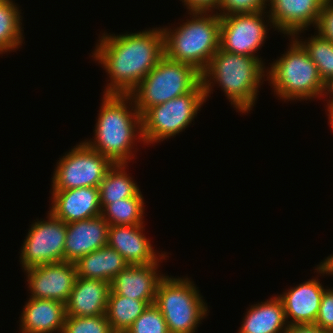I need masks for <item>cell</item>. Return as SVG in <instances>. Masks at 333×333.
I'll list each match as a JSON object with an SVG mask.
<instances>
[{"label": "cell", "mask_w": 333, "mask_h": 333, "mask_svg": "<svg viewBox=\"0 0 333 333\" xmlns=\"http://www.w3.org/2000/svg\"><path fill=\"white\" fill-rule=\"evenodd\" d=\"M205 102L201 82L188 94L148 108L141 115L144 145L161 142L184 131L194 121Z\"/></svg>", "instance_id": "ba28073f"}, {"label": "cell", "mask_w": 333, "mask_h": 333, "mask_svg": "<svg viewBox=\"0 0 333 333\" xmlns=\"http://www.w3.org/2000/svg\"><path fill=\"white\" fill-rule=\"evenodd\" d=\"M318 274H322L324 277V274L326 275H333V254L326 257L321 263L317 265L315 268Z\"/></svg>", "instance_id": "e575fe53"}, {"label": "cell", "mask_w": 333, "mask_h": 333, "mask_svg": "<svg viewBox=\"0 0 333 333\" xmlns=\"http://www.w3.org/2000/svg\"><path fill=\"white\" fill-rule=\"evenodd\" d=\"M110 283L77 277L65 304L67 316L93 317L107 311Z\"/></svg>", "instance_id": "d6986e66"}, {"label": "cell", "mask_w": 333, "mask_h": 333, "mask_svg": "<svg viewBox=\"0 0 333 333\" xmlns=\"http://www.w3.org/2000/svg\"><path fill=\"white\" fill-rule=\"evenodd\" d=\"M241 323L238 333H285L288 327L283 303L277 295L251 305Z\"/></svg>", "instance_id": "44dd1931"}, {"label": "cell", "mask_w": 333, "mask_h": 333, "mask_svg": "<svg viewBox=\"0 0 333 333\" xmlns=\"http://www.w3.org/2000/svg\"><path fill=\"white\" fill-rule=\"evenodd\" d=\"M21 9L13 0L0 4V54L18 50L22 46L24 35Z\"/></svg>", "instance_id": "d4e9b609"}, {"label": "cell", "mask_w": 333, "mask_h": 333, "mask_svg": "<svg viewBox=\"0 0 333 333\" xmlns=\"http://www.w3.org/2000/svg\"><path fill=\"white\" fill-rule=\"evenodd\" d=\"M109 226L101 215L67 223L64 261L75 264L83 256L107 246Z\"/></svg>", "instance_id": "e0dca14e"}, {"label": "cell", "mask_w": 333, "mask_h": 333, "mask_svg": "<svg viewBox=\"0 0 333 333\" xmlns=\"http://www.w3.org/2000/svg\"><path fill=\"white\" fill-rule=\"evenodd\" d=\"M48 220L35 221L21 246L22 269L64 261L67 224L49 211Z\"/></svg>", "instance_id": "8fae6325"}, {"label": "cell", "mask_w": 333, "mask_h": 333, "mask_svg": "<svg viewBox=\"0 0 333 333\" xmlns=\"http://www.w3.org/2000/svg\"><path fill=\"white\" fill-rule=\"evenodd\" d=\"M328 113H327V116H328V120H329V124H330L329 127H331V130L333 131V111H330Z\"/></svg>", "instance_id": "8d00e7d4"}, {"label": "cell", "mask_w": 333, "mask_h": 333, "mask_svg": "<svg viewBox=\"0 0 333 333\" xmlns=\"http://www.w3.org/2000/svg\"><path fill=\"white\" fill-rule=\"evenodd\" d=\"M314 28L319 35L333 43V3L324 2Z\"/></svg>", "instance_id": "1f68e13d"}, {"label": "cell", "mask_w": 333, "mask_h": 333, "mask_svg": "<svg viewBox=\"0 0 333 333\" xmlns=\"http://www.w3.org/2000/svg\"><path fill=\"white\" fill-rule=\"evenodd\" d=\"M317 34V35H316ZM299 33L293 37L308 52L310 59L316 64L321 79L326 83L333 77V43L323 38L318 33L304 40L300 39Z\"/></svg>", "instance_id": "4316f807"}, {"label": "cell", "mask_w": 333, "mask_h": 333, "mask_svg": "<svg viewBox=\"0 0 333 333\" xmlns=\"http://www.w3.org/2000/svg\"><path fill=\"white\" fill-rule=\"evenodd\" d=\"M314 324L333 333V288L328 289L327 287L324 290L317 319Z\"/></svg>", "instance_id": "4dcf8cb0"}, {"label": "cell", "mask_w": 333, "mask_h": 333, "mask_svg": "<svg viewBox=\"0 0 333 333\" xmlns=\"http://www.w3.org/2000/svg\"><path fill=\"white\" fill-rule=\"evenodd\" d=\"M264 65L261 57L230 53L220 48L201 73L205 100L213 93L214 84H218L235 110L248 113L255 106L260 86L266 81L267 67Z\"/></svg>", "instance_id": "3957f363"}, {"label": "cell", "mask_w": 333, "mask_h": 333, "mask_svg": "<svg viewBox=\"0 0 333 333\" xmlns=\"http://www.w3.org/2000/svg\"><path fill=\"white\" fill-rule=\"evenodd\" d=\"M100 107L94 139L84 142L114 164L130 163L135 159V142L144 143L141 115L133 99L129 95L104 94Z\"/></svg>", "instance_id": "7a4b0ae2"}, {"label": "cell", "mask_w": 333, "mask_h": 333, "mask_svg": "<svg viewBox=\"0 0 333 333\" xmlns=\"http://www.w3.org/2000/svg\"><path fill=\"white\" fill-rule=\"evenodd\" d=\"M191 19L177 28L163 27L164 55L194 66L201 73L220 49V15L217 12L192 11Z\"/></svg>", "instance_id": "277c9868"}, {"label": "cell", "mask_w": 333, "mask_h": 333, "mask_svg": "<svg viewBox=\"0 0 333 333\" xmlns=\"http://www.w3.org/2000/svg\"><path fill=\"white\" fill-rule=\"evenodd\" d=\"M128 265L126 260L108 245L83 256L75 263L77 277L109 283Z\"/></svg>", "instance_id": "7402d4cb"}, {"label": "cell", "mask_w": 333, "mask_h": 333, "mask_svg": "<svg viewBox=\"0 0 333 333\" xmlns=\"http://www.w3.org/2000/svg\"><path fill=\"white\" fill-rule=\"evenodd\" d=\"M285 333H331L315 324L288 325Z\"/></svg>", "instance_id": "836d02e7"}, {"label": "cell", "mask_w": 333, "mask_h": 333, "mask_svg": "<svg viewBox=\"0 0 333 333\" xmlns=\"http://www.w3.org/2000/svg\"><path fill=\"white\" fill-rule=\"evenodd\" d=\"M49 212L66 224L101 215L99 187L51 190Z\"/></svg>", "instance_id": "5bb4252c"}, {"label": "cell", "mask_w": 333, "mask_h": 333, "mask_svg": "<svg viewBox=\"0 0 333 333\" xmlns=\"http://www.w3.org/2000/svg\"><path fill=\"white\" fill-rule=\"evenodd\" d=\"M20 318L21 333H62L65 304L57 300L29 298Z\"/></svg>", "instance_id": "ffe728a7"}, {"label": "cell", "mask_w": 333, "mask_h": 333, "mask_svg": "<svg viewBox=\"0 0 333 333\" xmlns=\"http://www.w3.org/2000/svg\"><path fill=\"white\" fill-rule=\"evenodd\" d=\"M324 0H268L275 30L289 38L317 25Z\"/></svg>", "instance_id": "4fadbf2b"}, {"label": "cell", "mask_w": 333, "mask_h": 333, "mask_svg": "<svg viewBox=\"0 0 333 333\" xmlns=\"http://www.w3.org/2000/svg\"><path fill=\"white\" fill-rule=\"evenodd\" d=\"M126 163H117L108 170L103 181L99 185L100 205L103 209L113 201L136 196L140 189L133 178L127 174Z\"/></svg>", "instance_id": "603a6c76"}, {"label": "cell", "mask_w": 333, "mask_h": 333, "mask_svg": "<svg viewBox=\"0 0 333 333\" xmlns=\"http://www.w3.org/2000/svg\"><path fill=\"white\" fill-rule=\"evenodd\" d=\"M186 6L188 12H216L218 11L221 0H180Z\"/></svg>", "instance_id": "d6a6232c"}, {"label": "cell", "mask_w": 333, "mask_h": 333, "mask_svg": "<svg viewBox=\"0 0 333 333\" xmlns=\"http://www.w3.org/2000/svg\"><path fill=\"white\" fill-rule=\"evenodd\" d=\"M268 26L275 28L267 10L220 16V48L259 58L256 53L268 38Z\"/></svg>", "instance_id": "30bf717a"}, {"label": "cell", "mask_w": 333, "mask_h": 333, "mask_svg": "<svg viewBox=\"0 0 333 333\" xmlns=\"http://www.w3.org/2000/svg\"><path fill=\"white\" fill-rule=\"evenodd\" d=\"M185 277L165 275L157 289L154 304L163 314L169 333H195L209 313L198 287Z\"/></svg>", "instance_id": "52a82bcc"}, {"label": "cell", "mask_w": 333, "mask_h": 333, "mask_svg": "<svg viewBox=\"0 0 333 333\" xmlns=\"http://www.w3.org/2000/svg\"><path fill=\"white\" fill-rule=\"evenodd\" d=\"M24 272L30 298L57 300L64 304L77 279L75 264L66 261L38 265Z\"/></svg>", "instance_id": "7c38bea8"}, {"label": "cell", "mask_w": 333, "mask_h": 333, "mask_svg": "<svg viewBox=\"0 0 333 333\" xmlns=\"http://www.w3.org/2000/svg\"><path fill=\"white\" fill-rule=\"evenodd\" d=\"M290 40L288 50L270 67L267 66L266 80L272 85L275 96L284 102L320 99L324 95L325 83L316 64L294 37Z\"/></svg>", "instance_id": "5b68a950"}, {"label": "cell", "mask_w": 333, "mask_h": 333, "mask_svg": "<svg viewBox=\"0 0 333 333\" xmlns=\"http://www.w3.org/2000/svg\"><path fill=\"white\" fill-rule=\"evenodd\" d=\"M324 290L316 277L277 295L283 303L287 324H314Z\"/></svg>", "instance_id": "ac0fdd59"}, {"label": "cell", "mask_w": 333, "mask_h": 333, "mask_svg": "<svg viewBox=\"0 0 333 333\" xmlns=\"http://www.w3.org/2000/svg\"><path fill=\"white\" fill-rule=\"evenodd\" d=\"M327 94V95H326ZM329 95V98L328 101H327V111L330 112V111H333V77L330 78L326 83H325V91H324V96L328 97Z\"/></svg>", "instance_id": "d590c367"}, {"label": "cell", "mask_w": 333, "mask_h": 333, "mask_svg": "<svg viewBox=\"0 0 333 333\" xmlns=\"http://www.w3.org/2000/svg\"><path fill=\"white\" fill-rule=\"evenodd\" d=\"M126 333H169V331L159 308L155 304H150Z\"/></svg>", "instance_id": "f1b7e54d"}, {"label": "cell", "mask_w": 333, "mask_h": 333, "mask_svg": "<svg viewBox=\"0 0 333 333\" xmlns=\"http://www.w3.org/2000/svg\"><path fill=\"white\" fill-rule=\"evenodd\" d=\"M62 333H114L107 315L93 317L67 316Z\"/></svg>", "instance_id": "83f0119b"}, {"label": "cell", "mask_w": 333, "mask_h": 333, "mask_svg": "<svg viewBox=\"0 0 333 333\" xmlns=\"http://www.w3.org/2000/svg\"><path fill=\"white\" fill-rule=\"evenodd\" d=\"M202 82L194 66L165 55L129 94L142 115L148 108L193 91Z\"/></svg>", "instance_id": "8992f818"}, {"label": "cell", "mask_w": 333, "mask_h": 333, "mask_svg": "<svg viewBox=\"0 0 333 333\" xmlns=\"http://www.w3.org/2000/svg\"><path fill=\"white\" fill-rule=\"evenodd\" d=\"M148 305L147 301L120 296L110 290L106 315L112 331L126 333Z\"/></svg>", "instance_id": "cb8c5ba5"}, {"label": "cell", "mask_w": 333, "mask_h": 333, "mask_svg": "<svg viewBox=\"0 0 333 333\" xmlns=\"http://www.w3.org/2000/svg\"><path fill=\"white\" fill-rule=\"evenodd\" d=\"M144 204V197L140 191L136 196L107 204L102 209L101 216L110 226L144 224Z\"/></svg>", "instance_id": "484cf974"}, {"label": "cell", "mask_w": 333, "mask_h": 333, "mask_svg": "<svg viewBox=\"0 0 333 333\" xmlns=\"http://www.w3.org/2000/svg\"><path fill=\"white\" fill-rule=\"evenodd\" d=\"M67 153V154H66ZM56 163L51 190H70L80 187H99L113 162L79 142Z\"/></svg>", "instance_id": "9c48e42d"}, {"label": "cell", "mask_w": 333, "mask_h": 333, "mask_svg": "<svg viewBox=\"0 0 333 333\" xmlns=\"http://www.w3.org/2000/svg\"><path fill=\"white\" fill-rule=\"evenodd\" d=\"M93 59L109 75L105 95H129L164 56L162 27L135 33H103Z\"/></svg>", "instance_id": "6da1fadb"}, {"label": "cell", "mask_w": 333, "mask_h": 333, "mask_svg": "<svg viewBox=\"0 0 333 333\" xmlns=\"http://www.w3.org/2000/svg\"><path fill=\"white\" fill-rule=\"evenodd\" d=\"M267 3L268 0H221L216 12H220V16L258 12L269 8Z\"/></svg>", "instance_id": "f546056e"}, {"label": "cell", "mask_w": 333, "mask_h": 333, "mask_svg": "<svg viewBox=\"0 0 333 333\" xmlns=\"http://www.w3.org/2000/svg\"><path fill=\"white\" fill-rule=\"evenodd\" d=\"M145 226L112 225L108 229L107 245L116 250L129 265H148L158 262L166 252H156L145 236Z\"/></svg>", "instance_id": "2e32d148"}, {"label": "cell", "mask_w": 333, "mask_h": 333, "mask_svg": "<svg viewBox=\"0 0 333 333\" xmlns=\"http://www.w3.org/2000/svg\"><path fill=\"white\" fill-rule=\"evenodd\" d=\"M148 265H128L110 283V289L117 295L147 301L154 304L157 289L165 274L159 273V262Z\"/></svg>", "instance_id": "9a60e30c"}, {"label": "cell", "mask_w": 333, "mask_h": 333, "mask_svg": "<svg viewBox=\"0 0 333 333\" xmlns=\"http://www.w3.org/2000/svg\"><path fill=\"white\" fill-rule=\"evenodd\" d=\"M324 1L328 3H333V0H324Z\"/></svg>", "instance_id": "74e56055"}]
</instances>
